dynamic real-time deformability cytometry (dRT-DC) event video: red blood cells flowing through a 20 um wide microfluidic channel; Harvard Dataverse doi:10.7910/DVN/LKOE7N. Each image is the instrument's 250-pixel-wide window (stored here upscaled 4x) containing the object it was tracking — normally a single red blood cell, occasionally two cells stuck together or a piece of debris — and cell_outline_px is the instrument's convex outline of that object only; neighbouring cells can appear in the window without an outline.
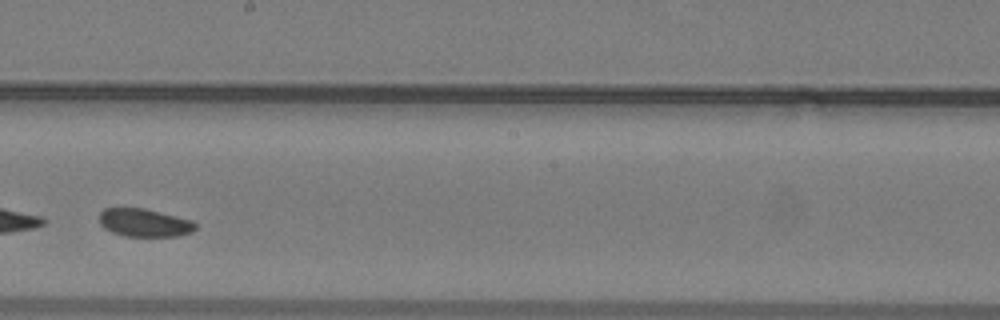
{"species": "common noctule bat (a hibernating species)", "species_latin": "Nyctalus noctula", "temperature_condition": "warm", "stored_images_in_passage": 36, "camera_frame_rate_fps": 3000, "um_per_image_px": 0.085, "animal": {"sex": "male", "body_mass_g": 19.2, "forearm_length_mm": 51.8}, "frame": {"image": 1, "passage_image": 16, "time_ms": 5.0, "image_size_px": [1000, 320], "cell_outline_px": [[196, 228], [192, 232], [176, 236], [124, 236], [112, 232], [104, 228], [100, 224], [100, 212], [104, 208], [144, 208], [192, 220], [196, 224]], "centroid_in_image_um": [12.26, 18.93], "position_along_channel_um": 235.9, "area_um2": 15.66}}